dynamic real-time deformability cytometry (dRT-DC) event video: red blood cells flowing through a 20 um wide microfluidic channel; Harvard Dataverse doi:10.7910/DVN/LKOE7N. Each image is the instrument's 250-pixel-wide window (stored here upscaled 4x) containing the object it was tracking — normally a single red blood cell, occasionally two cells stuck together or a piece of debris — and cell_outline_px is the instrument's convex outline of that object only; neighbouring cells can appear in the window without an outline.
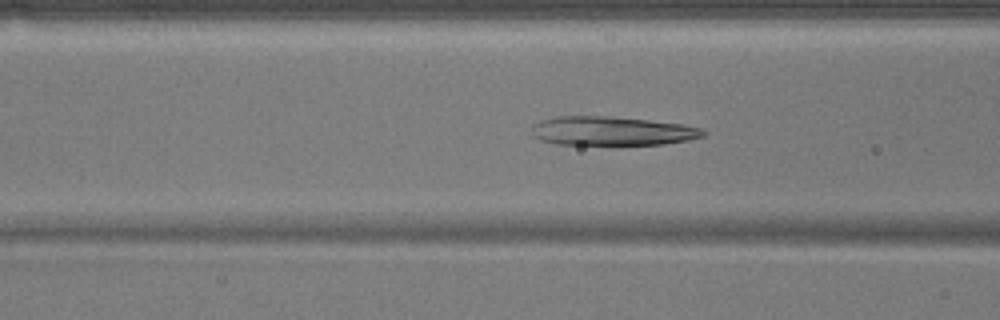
{"species": "common noctule bat (a hibernating species)", "species_latin": "Nyctalus noctula", "temperature_condition": "warm", "stored_images_in_passage": 27, "camera_frame_rate_fps": 3000, "um_per_image_px": 0.085, "animal": {"sex": "male", "body_mass_g": 17.9}, "frame": {"image": 1, "passage_image": 5, "time_ms": 1.333, "image_size_px": [1000, 320], "cell_outline_px": [[708, 132], [704, 136], [688, 140], [664, 144], [560, 144], [540, 140], [536, 136], [532, 128], [540, 120], [556, 116], [608, 116], [648, 120], [684, 124], [700, 128]], "centroid_in_image_um": [52.07, 11.12], "position_along_channel_um": 114.5, "area_um2": 28.67}}
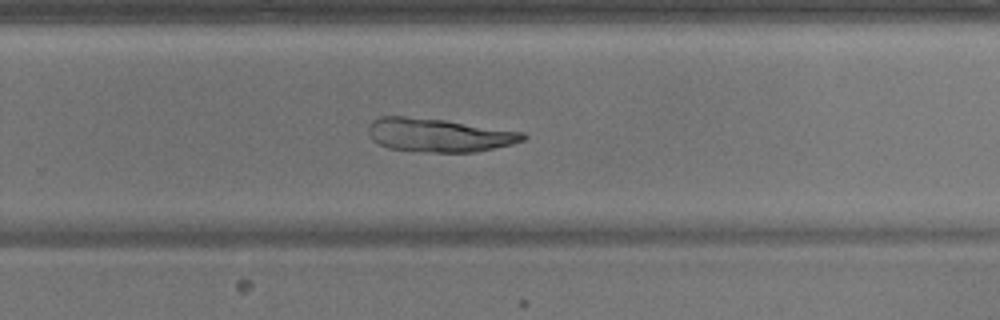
{"frame": {"image": 2, "passage_image": 19, "time_ms": 6.0, "image_size_px": [1000, 320], "cell_outline_px": [[528, 136], [524, 140], [512, 144], [476, 152], [432, 152], [388, 148], [372, 140], [368, 136], [368, 124], [372, 120], [380, 116], [404, 116], [444, 120], [524, 132]], "centroid_in_image_um": [37.28, 11.48], "position_along_channel_um": 292.5, "area_um2": 30.17}}
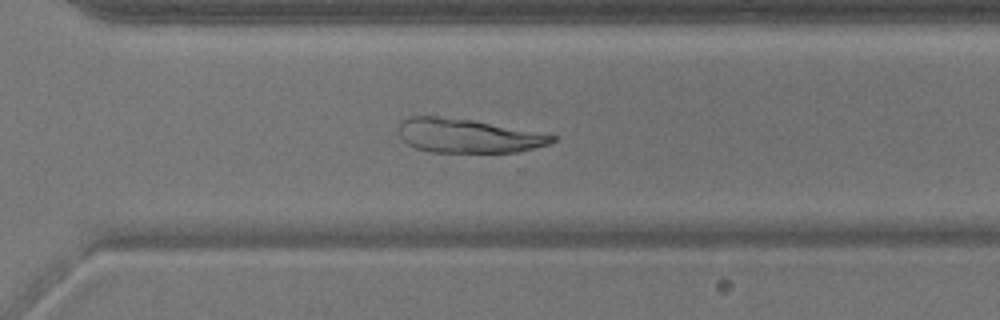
{"frame": {"image": 3, "passage_image": 22, "time_ms": 7.0, "image_size_px": [1000, 320], "cell_outline_px": [[556, 140], [548, 144], [516, 152], [428, 152], [416, 148], [408, 144], [400, 136], [400, 124], [408, 116], [436, 116], [472, 120], [556, 136]], "centroid_in_image_um": [39.73, 11.55], "position_along_channel_um": 330.9, "area_um2": 29.82}, "authors_computed_cell_mechanics": {"area_um2": 29.9982, "velocity_mm_per_s": 3.8195, "shape_relaxation_time_tau1_ms": 5.5454, "shape_relaxation_time_tau2_ms": null, "deformation_change_tau1": 0.1307, "deformation_change_tau2": null}}